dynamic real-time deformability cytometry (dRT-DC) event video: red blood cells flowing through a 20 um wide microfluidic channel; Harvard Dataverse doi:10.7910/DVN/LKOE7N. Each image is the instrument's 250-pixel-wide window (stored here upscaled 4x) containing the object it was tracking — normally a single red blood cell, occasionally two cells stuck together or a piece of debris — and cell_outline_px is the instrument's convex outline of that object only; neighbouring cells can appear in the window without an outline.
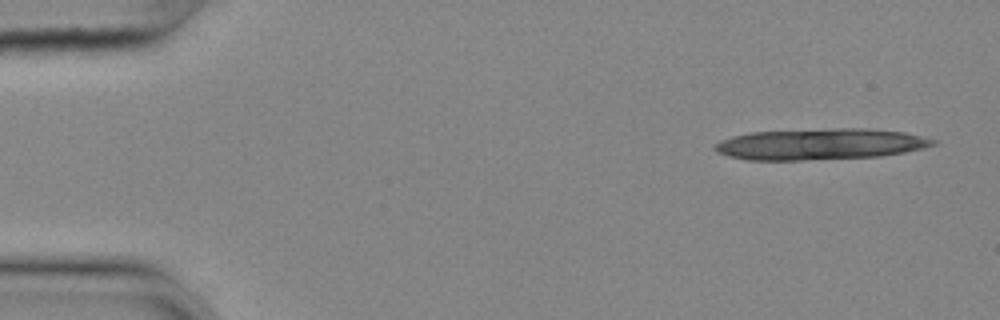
{"species": "common noctule bat (a hibernating species)", "species_latin": "Nyctalus noctula", "temperature_condition": "cold", "stored_images_in_passage": 37, "segment_of_instrument_passage": [1, 2], "camera_frame_rate_fps": 3000, "um_per_image_px": 0.085, "animal": {"sex": "female", "body_mass_g": 25.1}, "frame": {"image": 1, "passage_image": 1, "time_ms": 0.0, "image_size_px": [1000, 320], "cell_outline_px": [[936, 144], [904, 152], [880, 156], [804, 160], [748, 160], [728, 156], [720, 152], [716, 148], [716, 144], [720, 140], [732, 136], [752, 132], [840, 128], [864, 128], [904, 132], [936, 140]], "centroid_in_image_um": [69.71, 12.25], "position_along_channel_um": 15.3, "area_um2": 39.19}}
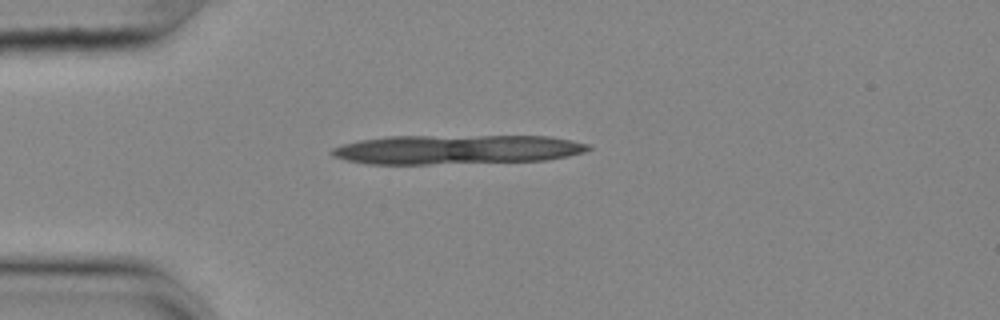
{"frame": {"image": 2, "passage_image": 11, "time_ms": 3.333, "image_size_px": [1000, 320], "cell_outline_px": [[592, 148], [584, 152], [568, 156], [544, 160], [428, 164], [368, 164], [348, 160], [332, 156], [332, 148], [344, 144], [360, 140], [388, 136], [548, 136], [588, 144]], "centroid_in_image_um": [38.81, 12.7], "position_along_channel_um": 46.2, "area_um2": 43.52}}